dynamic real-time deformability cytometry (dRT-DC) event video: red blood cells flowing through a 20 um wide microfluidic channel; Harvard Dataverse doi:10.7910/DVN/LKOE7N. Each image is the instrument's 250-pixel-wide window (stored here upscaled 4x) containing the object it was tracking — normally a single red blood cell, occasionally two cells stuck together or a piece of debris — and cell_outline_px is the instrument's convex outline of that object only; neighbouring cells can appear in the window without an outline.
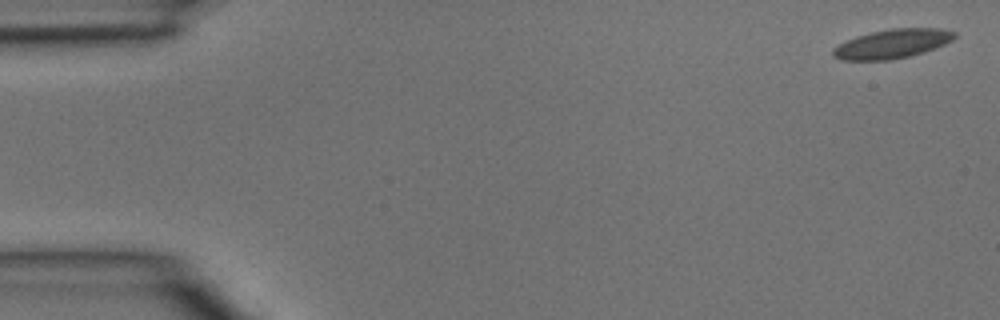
{"species": "common noctule bat (a hibernating species)", "species_latin": "Nyctalus noctula", "temperature_condition": "room temperature", "stored_images_in_passage": 4, "camera_frame_rate_fps": 3000, "um_per_image_px": 0.085, "animal": {"sex": "male", "body_mass_g": 15.6}, "frame": {"image": 1, "passage_image": 1, "time_ms": 0.0, "image_size_px": [1000, 320], "cell_outline_px": [[956, 36], [952, 40], [936, 48], [924, 52], [908, 56], [888, 60], [840, 60], [832, 56], [832, 48], [856, 36], [872, 32], [892, 28], [940, 28], [956, 32]], "centroid_in_image_um": [75.84, 3.72], "position_along_channel_um": 9.2, "area_um2": 20.58}}
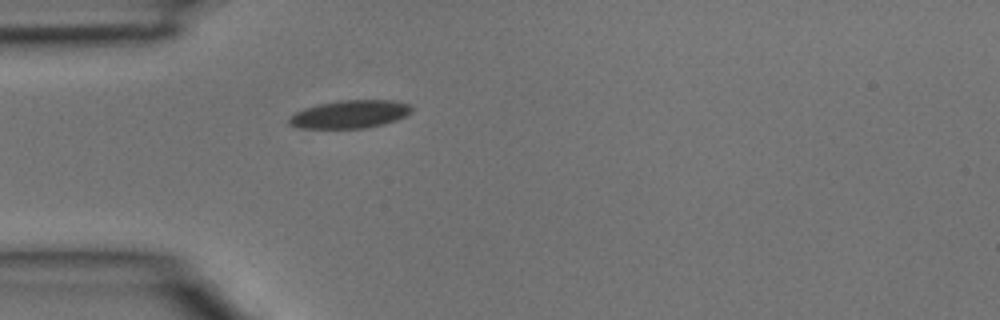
{"frame": {"image": 2, "passage_image": 4, "time_ms": 1.0, "image_size_px": [1000, 320], "cell_outline_px": [[412, 112], [396, 120], [364, 128], [296, 128], [288, 124], [288, 120], [296, 112], [304, 108], [320, 104], [340, 100], [392, 100], [412, 104]], "centroid_in_image_um": [29.74, 9.7], "position_along_channel_um": 55.3, "area_um2": 19.88}}